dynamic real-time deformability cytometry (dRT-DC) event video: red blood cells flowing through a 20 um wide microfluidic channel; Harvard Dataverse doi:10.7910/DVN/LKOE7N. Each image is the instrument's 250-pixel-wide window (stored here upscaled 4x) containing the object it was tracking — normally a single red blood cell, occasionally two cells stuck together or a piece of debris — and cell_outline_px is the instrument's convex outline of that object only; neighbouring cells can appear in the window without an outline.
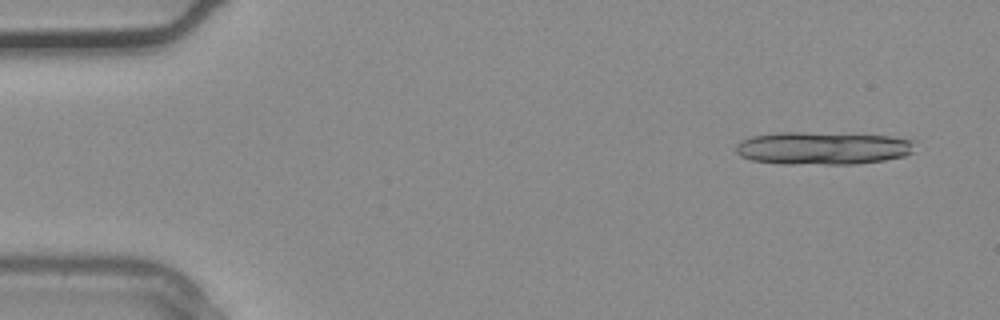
{"species": "common noctule bat (a hibernating species)", "species_latin": "Nyctalus noctula", "temperature_condition": "warm", "stored_images_in_passage": 4, "segment_of_instrument_passage": [2, 2], "camera_frame_rate_fps": 3000, "um_per_image_px": 0.085, "animal": {"sex": "male", "body_mass_g": 20.4}, "frame": {"image": 1, "passage_image": 4, "time_ms": 1.0, "image_size_px": [1000, 320], "cell_outline_px": [[916, 140], [912, 152], [904, 156], [884, 160], [856, 164], [784, 164], [752, 160], [740, 156], [736, 152], [736, 144], [740, 140], [752, 136], [776, 132], [800, 132], [892, 136]], "centroid_in_image_um": [69.92, 12.59], "position_along_channel_um": 15.1, "area_um2": 34.45}}